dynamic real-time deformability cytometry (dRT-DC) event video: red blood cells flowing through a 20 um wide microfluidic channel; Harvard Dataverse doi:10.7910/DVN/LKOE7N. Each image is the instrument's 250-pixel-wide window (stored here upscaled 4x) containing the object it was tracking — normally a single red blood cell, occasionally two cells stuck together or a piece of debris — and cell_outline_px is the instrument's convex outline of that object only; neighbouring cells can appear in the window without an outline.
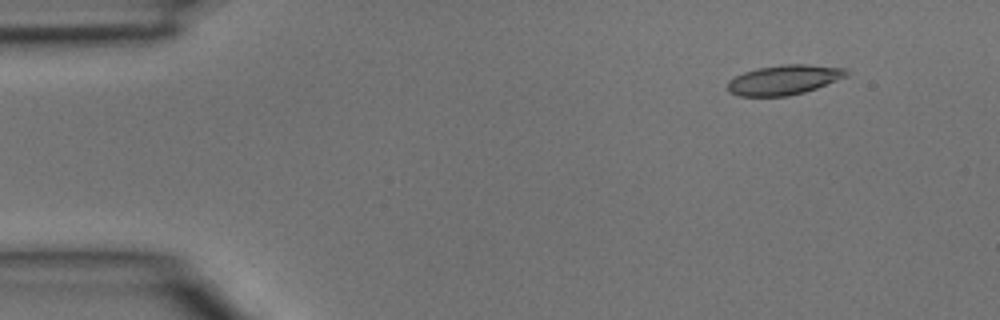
{"species": "common noctule bat (a hibernating species)", "species_latin": "Nyctalus noctula", "temperature_condition": "room temperature", "stored_images_in_passage": 4, "camera_frame_rate_fps": 3000, "um_per_image_px": 0.085, "animal": {"sex": "male", "body_mass_g": 15.6}, "frame": {"image": 1, "passage_image": 1, "time_ms": 0.0, "image_size_px": [1000, 320], "cell_outline_px": [[848, 76], [816, 88], [804, 92], [788, 96], [740, 96], [728, 92], [728, 80], [744, 72], [756, 68], [780, 64], [808, 64], [848, 68]], "centroid_in_image_um": [66.65, 6.77], "position_along_channel_um": 18.3, "area_um2": 20.75}}